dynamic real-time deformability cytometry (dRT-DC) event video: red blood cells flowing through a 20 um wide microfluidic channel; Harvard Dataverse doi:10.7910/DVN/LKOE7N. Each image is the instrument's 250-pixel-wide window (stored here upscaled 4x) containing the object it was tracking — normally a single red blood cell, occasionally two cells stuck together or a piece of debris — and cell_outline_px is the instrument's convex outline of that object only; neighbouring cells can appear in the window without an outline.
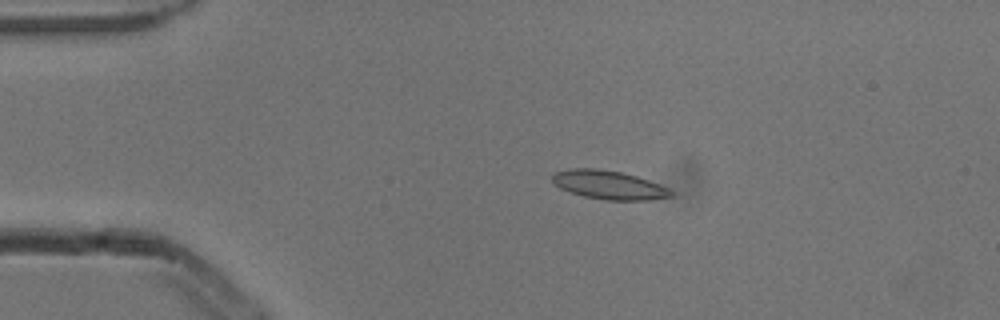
{"species": "common noctule bat (a hibernating species)", "species_latin": "Nyctalus noctula", "temperature_condition": "cold", "stored_images_in_passage": 4, "camera_frame_rate_fps": 3000, "um_per_image_px": 0.085, "animal": {"sex": "male", "body_mass_g": 13.3}, "frame": {"image": 1, "passage_image": 2, "time_ms": 0.333, "image_size_px": [1000, 320], "cell_outline_px": [[672, 196], [648, 200], [604, 200], [584, 196], [568, 192], [560, 188], [552, 180], [552, 176], [556, 172], [568, 168], [596, 168], [620, 172], [636, 176], [648, 180], [668, 188], [672, 192]], "centroid_in_image_um": [51.72, 15.72], "position_along_channel_um": 33.3, "area_um2": 19.71}}
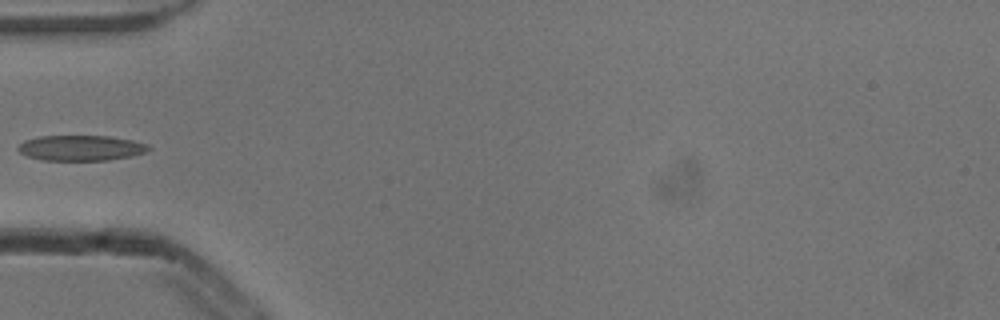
{"frame": {"image": 2, "passage_image": 4, "time_ms": 1.0, "image_size_px": [1000, 320], "cell_outline_px": [[152, 148], [144, 152], [132, 156], [108, 160], [44, 160], [28, 156], [20, 152], [16, 148], [24, 140], [40, 136], [108, 136], [132, 140], [148, 144]], "centroid_in_image_um": [6.89, 12.57], "position_along_channel_um": 78.1, "area_um2": 19.25}}